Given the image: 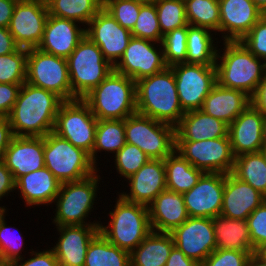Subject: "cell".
Segmentation results:
<instances>
[{
	"instance_id": "6da1fadb",
	"label": "cell",
	"mask_w": 266,
	"mask_h": 266,
	"mask_svg": "<svg viewBox=\"0 0 266 266\" xmlns=\"http://www.w3.org/2000/svg\"><path fill=\"white\" fill-rule=\"evenodd\" d=\"M63 102L55 93L25 82L8 116L13 135L44 137L53 132Z\"/></svg>"
},
{
	"instance_id": "7a4b0ae2",
	"label": "cell",
	"mask_w": 266,
	"mask_h": 266,
	"mask_svg": "<svg viewBox=\"0 0 266 266\" xmlns=\"http://www.w3.org/2000/svg\"><path fill=\"white\" fill-rule=\"evenodd\" d=\"M136 110L159 122L176 127L184 115L171 67L137 80Z\"/></svg>"
},
{
	"instance_id": "3957f363",
	"label": "cell",
	"mask_w": 266,
	"mask_h": 266,
	"mask_svg": "<svg viewBox=\"0 0 266 266\" xmlns=\"http://www.w3.org/2000/svg\"><path fill=\"white\" fill-rule=\"evenodd\" d=\"M222 42L224 47L218 49L215 62L217 83L226 88L240 90L251 98L266 74V63L240 41Z\"/></svg>"
},
{
	"instance_id": "277c9868",
	"label": "cell",
	"mask_w": 266,
	"mask_h": 266,
	"mask_svg": "<svg viewBox=\"0 0 266 266\" xmlns=\"http://www.w3.org/2000/svg\"><path fill=\"white\" fill-rule=\"evenodd\" d=\"M82 100L97 120H125L136 110V83L113 70Z\"/></svg>"
},
{
	"instance_id": "5b68a950",
	"label": "cell",
	"mask_w": 266,
	"mask_h": 266,
	"mask_svg": "<svg viewBox=\"0 0 266 266\" xmlns=\"http://www.w3.org/2000/svg\"><path fill=\"white\" fill-rule=\"evenodd\" d=\"M117 197L108 214V225L100 223L99 232L113 245L131 253L152 231L149 210L148 206L128 202L119 194Z\"/></svg>"
},
{
	"instance_id": "8992f818",
	"label": "cell",
	"mask_w": 266,
	"mask_h": 266,
	"mask_svg": "<svg viewBox=\"0 0 266 266\" xmlns=\"http://www.w3.org/2000/svg\"><path fill=\"white\" fill-rule=\"evenodd\" d=\"M101 177L96 172L79 181L61 183L54 205H56L53 224L56 226L99 225L88 218L96 203ZM99 182V183H98ZM89 222H88V221Z\"/></svg>"
},
{
	"instance_id": "52a82bcc",
	"label": "cell",
	"mask_w": 266,
	"mask_h": 266,
	"mask_svg": "<svg viewBox=\"0 0 266 266\" xmlns=\"http://www.w3.org/2000/svg\"><path fill=\"white\" fill-rule=\"evenodd\" d=\"M72 89V100L82 99L113 70L99 47L86 35L66 58Z\"/></svg>"
},
{
	"instance_id": "ba28073f",
	"label": "cell",
	"mask_w": 266,
	"mask_h": 266,
	"mask_svg": "<svg viewBox=\"0 0 266 266\" xmlns=\"http://www.w3.org/2000/svg\"><path fill=\"white\" fill-rule=\"evenodd\" d=\"M44 163L61 183L79 181L100 171L89 153L54 132L44 136Z\"/></svg>"
},
{
	"instance_id": "9c48e42d",
	"label": "cell",
	"mask_w": 266,
	"mask_h": 266,
	"mask_svg": "<svg viewBox=\"0 0 266 266\" xmlns=\"http://www.w3.org/2000/svg\"><path fill=\"white\" fill-rule=\"evenodd\" d=\"M124 130L126 143L140 148L150 160H165L175 150V127L138 112L124 120Z\"/></svg>"
},
{
	"instance_id": "30bf717a",
	"label": "cell",
	"mask_w": 266,
	"mask_h": 266,
	"mask_svg": "<svg viewBox=\"0 0 266 266\" xmlns=\"http://www.w3.org/2000/svg\"><path fill=\"white\" fill-rule=\"evenodd\" d=\"M26 82L55 93L63 101H72V89L67 59L28 49Z\"/></svg>"
},
{
	"instance_id": "8fae6325",
	"label": "cell",
	"mask_w": 266,
	"mask_h": 266,
	"mask_svg": "<svg viewBox=\"0 0 266 266\" xmlns=\"http://www.w3.org/2000/svg\"><path fill=\"white\" fill-rule=\"evenodd\" d=\"M97 122L90 107L82 99L64 101L59 107L53 132L91 154Z\"/></svg>"
},
{
	"instance_id": "7c38bea8",
	"label": "cell",
	"mask_w": 266,
	"mask_h": 266,
	"mask_svg": "<svg viewBox=\"0 0 266 266\" xmlns=\"http://www.w3.org/2000/svg\"><path fill=\"white\" fill-rule=\"evenodd\" d=\"M171 68L182 110H201L204 99L217 84L216 66L180 63Z\"/></svg>"
},
{
	"instance_id": "4fadbf2b",
	"label": "cell",
	"mask_w": 266,
	"mask_h": 266,
	"mask_svg": "<svg viewBox=\"0 0 266 266\" xmlns=\"http://www.w3.org/2000/svg\"><path fill=\"white\" fill-rule=\"evenodd\" d=\"M175 150L192 166L204 173L228 174L233 171L235 156L229 137L176 142Z\"/></svg>"
},
{
	"instance_id": "5bb4252c",
	"label": "cell",
	"mask_w": 266,
	"mask_h": 266,
	"mask_svg": "<svg viewBox=\"0 0 266 266\" xmlns=\"http://www.w3.org/2000/svg\"><path fill=\"white\" fill-rule=\"evenodd\" d=\"M48 16L46 0H18L8 27L16 44L25 49L37 48Z\"/></svg>"
},
{
	"instance_id": "9a60e30c",
	"label": "cell",
	"mask_w": 266,
	"mask_h": 266,
	"mask_svg": "<svg viewBox=\"0 0 266 266\" xmlns=\"http://www.w3.org/2000/svg\"><path fill=\"white\" fill-rule=\"evenodd\" d=\"M166 67L161 43L132 37L122 57L114 65V70L136 82Z\"/></svg>"
},
{
	"instance_id": "2e32d148",
	"label": "cell",
	"mask_w": 266,
	"mask_h": 266,
	"mask_svg": "<svg viewBox=\"0 0 266 266\" xmlns=\"http://www.w3.org/2000/svg\"><path fill=\"white\" fill-rule=\"evenodd\" d=\"M85 35L113 66L120 60L132 38L131 31L122 27L104 8L85 27Z\"/></svg>"
},
{
	"instance_id": "e0dca14e",
	"label": "cell",
	"mask_w": 266,
	"mask_h": 266,
	"mask_svg": "<svg viewBox=\"0 0 266 266\" xmlns=\"http://www.w3.org/2000/svg\"><path fill=\"white\" fill-rule=\"evenodd\" d=\"M170 234L175 247L199 264L216 250L212 218L189 217Z\"/></svg>"
},
{
	"instance_id": "ac0fdd59",
	"label": "cell",
	"mask_w": 266,
	"mask_h": 266,
	"mask_svg": "<svg viewBox=\"0 0 266 266\" xmlns=\"http://www.w3.org/2000/svg\"><path fill=\"white\" fill-rule=\"evenodd\" d=\"M224 192L223 173H204L189 191L183 193L189 217L213 218L221 214Z\"/></svg>"
},
{
	"instance_id": "d6986e66",
	"label": "cell",
	"mask_w": 266,
	"mask_h": 266,
	"mask_svg": "<svg viewBox=\"0 0 266 266\" xmlns=\"http://www.w3.org/2000/svg\"><path fill=\"white\" fill-rule=\"evenodd\" d=\"M223 41H240L264 16L252 0H218Z\"/></svg>"
},
{
	"instance_id": "ffe728a7",
	"label": "cell",
	"mask_w": 266,
	"mask_h": 266,
	"mask_svg": "<svg viewBox=\"0 0 266 266\" xmlns=\"http://www.w3.org/2000/svg\"><path fill=\"white\" fill-rule=\"evenodd\" d=\"M55 227L60 236L51 248L60 266H84L88 245L99 233V225Z\"/></svg>"
},
{
	"instance_id": "44dd1931",
	"label": "cell",
	"mask_w": 266,
	"mask_h": 266,
	"mask_svg": "<svg viewBox=\"0 0 266 266\" xmlns=\"http://www.w3.org/2000/svg\"><path fill=\"white\" fill-rule=\"evenodd\" d=\"M264 118L253 105H249L230 125L228 135L235 157L257 153L264 147Z\"/></svg>"
},
{
	"instance_id": "7402d4cb",
	"label": "cell",
	"mask_w": 266,
	"mask_h": 266,
	"mask_svg": "<svg viewBox=\"0 0 266 266\" xmlns=\"http://www.w3.org/2000/svg\"><path fill=\"white\" fill-rule=\"evenodd\" d=\"M2 161L15 181L22 175L44 168V137L14 136Z\"/></svg>"
},
{
	"instance_id": "603a6c76",
	"label": "cell",
	"mask_w": 266,
	"mask_h": 266,
	"mask_svg": "<svg viewBox=\"0 0 266 266\" xmlns=\"http://www.w3.org/2000/svg\"><path fill=\"white\" fill-rule=\"evenodd\" d=\"M265 196L250 184L237 178L232 172L224 174L222 216L246 220L263 202Z\"/></svg>"
},
{
	"instance_id": "cb8c5ba5",
	"label": "cell",
	"mask_w": 266,
	"mask_h": 266,
	"mask_svg": "<svg viewBox=\"0 0 266 266\" xmlns=\"http://www.w3.org/2000/svg\"><path fill=\"white\" fill-rule=\"evenodd\" d=\"M129 193L118 194L126 201L148 206L162 191L166 190L163 159H153L144 164L127 179Z\"/></svg>"
},
{
	"instance_id": "d4e9b609",
	"label": "cell",
	"mask_w": 266,
	"mask_h": 266,
	"mask_svg": "<svg viewBox=\"0 0 266 266\" xmlns=\"http://www.w3.org/2000/svg\"><path fill=\"white\" fill-rule=\"evenodd\" d=\"M79 24V25H78ZM85 36V27L71 19L48 16L38 49L67 58Z\"/></svg>"
},
{
	"instance_id": "484cf974",
	"label": "cell",
	"mask_w": 266,
	"mask_h": 266,
	"mask_svg": "<svg viewBox=\"0 0 266 266\" xmlns=\"http://www.w3.org/2000/svg\"><path fill=\"white\" fill-rule=\"evenodd\" d=\"M149 221L153 231L171 233L189 215L181 193L162 191L149 205Z\"/></svg>"
},
{
	"instance_id": "4316f807",
	"label": "cell",
	"mask_w": 266,
	"mask_h": 266,
	"mask_svg": "<svg viewBox=\"0 0 266 266\" xmlns=\"http://www.w3.org/2000/svg\"><path fill=\"white\" fill-rule=\"evenodd\" d=\"M61 182L46 168L22 175L15 181V190L25 200V207L52 204L59 193Z\"/></svg>"
},
{
	"instance_id": "83f0119b",
	"label": "cell",
	"mask_w": 266,
	"mask_h": 266,
	"mask_svg": "<svg viewBox=\"0 0 266 266\" xmlns=\"http://www.w3.org/2000/svg\"><path fill=\"white\" fill-rule=\"evenodd\" d=\"M229 125L202 110L185 112L175 127L176 142H194L229 137Z\"/></svg>"
},
{
	"instance_id": "f1b7e54d",
	"label": "cell",
	"mask_w": 266,
	"mask_h": 266,
	"mask_svg": "<svg viewBox=\"0 0 266 266\" xmlns=\"http://www.w3.org/2000/svg\"><path fill=\"white\" fill-rule=\"evenodd\" d=\"M250 104L246 93L217 83L204 99L201 110L230 125Z\"/></svg>"
},
{
	"instance_id": "f546056e",
	"label": "cell",
	"mask_w": 266,
	"mask_h": 266,
	"mask_svg": "<svg viewBox=\"0 0 266 266\" xmlns=\"http://www.w3.org/2000/svg\"><path fill=\"white\" fill-rule=\"evenodd\" d=\"M174 246L170 233L152 230L130 253V266H165Z\"/></svg>"
},
{
	"instance_id": "4dcf8cb0",
	"label": "cell",
	"mask_w": 266,
	"mask_h": 266,
	"mask_svg": "<svg viewBox=\"0 0 266 266\" xmlns=\"http://www.w3.org/2000/svg\"><path fill=\"white\" fill-rule=\"evenodd\" d=\"M216 249L255 252L251 242L247 220L230 219L222 215L212 218Z\"/></svg>"
},
{
	"instance_id": "1f68e13d",
	"label": "cell",
	"mask_w": 266,
	"mask_h": 266,
	"mask_svg": "<svg viewBox=\"0 0 266 266\" xmlns=\"http://www.w3.org/2000/svg\"><path fill=\"white\" fill-rule=\"evenodd\" d=\"M212 32L205 27L187 24L186 63L215 65L218 45L214 43L218 42L214 40H218V38H215L217 34Z\"/></svg>"
},
{
	"instance_id": "d6a6232c",
	"label": "cell",
	"mask_w": 266,
	"mask_h": 266,
	"mask_svg": "<svg viewBox=\"0 0 266 266\" xmlns=\"http://www.w3.org/2000/svg\"><path fill=\"white\" fill-rule=\"evenodd\" d=\"M164 165L167 190L181 194L189 191L204 174L176 150L164 160Z\"/></svg>"
},
{
	"instance_id": "836d02e7",
	"label": "cell",
	"mask_w": 266,
	"mask_h": 266,
	"mask_svg": "<svg viewBox=\"0 0 266 266\" xmlns=\"http://www.w3.org/2000/svg\"><path fill=\"white\" fill-rule=\"evenodd\" d=\"M84 266H130V253L110 243L99 232L88 245Z\"/></svg>"
},
{
	"instance_id": "e575fe53",
	"label": "cell",
	"mask_w": 266,
	"mask_h": 266,
	"mask_svg": "<svg viewBox=\"0 0 266 266\" xmlns=\"http://www.w3.org/2000/svg\"><path fill=\"white\" fill-rule=\"evenodd\" d=\"M46 4L49 15L77 21L83 27L103 8L99 0H46Z\"/></svg>"
},
{
	"instance_id": "d590c367",
	"label": "cell",
	"mask_w": 266,
	"mask_h": 266,
	"mask_svg": "<svg viewBox=\"0 0 266 266\" xmlns=\"http://www.w3.org/2000/svg\"><path fill=\"white\" fill-rule=\"evenodd\" d=\"M125 144L124 120H98L93 151L90 154L92 162L98 167V152L115 155Z\"/></svg>"
},
{
	"instance_id": "8d00e7d4",
	"label": "cell",
	"mask_w": 266,
	"mask_h": 266,
	"mask_svg": "<svg viewBox=\"0 0 266 266\" xmlns=\"http://www.w3.org/2000/svg\"><path fill=\"white\" fill-rule=\"evenodd\" d=\"M232 173L266 197V162L261 152L235 157Z\"/></svg>"
},
{
	"instance_id": "74e56055",
	"label": "cell",
	"mask_w": 266,
	"mask_h": 266,
	"mask_svg": "<svg viewBox=\"0 0 266 266\" xmlns=\"http://www.w3.org/2000/svg\"><path fill=\"white\" fill-rule=\"evenodd\" d=\"M184 3L189 25L205 27L216 34L220 33V5L218 0H184Z\"/></svg>"
},
{
	"instance_id": "f35d334b",
	"label": "cell",
	"mask_w": 266,
	"mask_h": 266,
	"mask_svg": "<svg viewBox=\"0 0 266 266\" xmlns=\"http://www.w3.org/2000/svg\"><path fill=\"white\" fill-rule=\"evenodd\" d=\"M155 6L162 35L188 24L184 0H157Z\"/></svg>"
},
{
	"instance_id": "ab89813d",
	"label": "cell",
	"mask_w": 266,
	"mask_h": 266,
	"mask_svg": "<svg viewBox=\"0 0 266 266\" xmlns=\"http://www.w3.org/2000/svg\"><path fill=\"white\" fill-rule=\"evenodd\" d=\"M28 49L19 47L15 52L0 55V83L26 82Z\"/></svg>"
},
{
	"instance_id": "60d3db41",
	"label": "cell",
	"mask_w": 266,
	"mask_h": 266,
	"mask_svg": "<svg viewBox=\"0 0 266 266\" xmlns=\"http://www.w3.org/2000/svg\"><path fill=\"white\" fill-rule=\"evenodd\" d=\"M187 25L163 35L161 45L167 67L186 63Z\"/></svg>"
},
{
	"instance_id": "b9f144b4",
	"label": "cell",
	"mask_w": 266,
	"mask_h": 266,
	"mask_svg": "<svg viewBox=\"0 0 266 266\" xmlns=\"http://www.w3.org/2000/svg\"><path fill=\"white\" fill-rule=\"evenodd\" d=\"M131 34L132 37L161 43L163 35L160 30L155 3L141 5L139 16Z\"/></svg>"
},
{
	"instance_id": "7bdbcfd3",
	"label": "cell",
	"mask_w": 266,
	"mask_h": 266,
	"mask_svg": "<svg viewBox=\"0 0 266 266\" xmlns=\"http://www.w3.org/2000/svg\"><path fill=\"white\" fill-rule=\"evenodd\" d=\"M114 167L120 177L125 181L135 174L150 158L138 147L126 143L124 147L114 155Z\"/></svg>"
},
{
	"instance_id": "ee69618b",
	"label": "cell",
	"mask_w": 266,
	"mask_h": 266,
	"mask_svg": "<svg viewBox=\"0 0 266 266\" xmlns=\"http://www.w3.org/2000/svg\"><path fill=\"white\" fill-rule=\"evenodd\" d=\"M5 215L7 214H4L0 218V259L11 263L23 258L21 251H23L22 249L25 243L18 229L16 230L15 227L7 226ZM12 231H15V234Z\"/></svg>"
},
{
	"instance_id": "f6af8a7d",
	"label": "cell",
	"mask_w": 266,
	"mask_h": 266,
	"mask_svg": "<svg viewBox=\"0 0 266 266\" xmlns=\"http://www.w3.org/2000/svg\"><path fill=\"white\" fill-rule=\"evenodd\" d=\"M141 4L132 0H104L103 8L124 28L135 26Z\"/></svg>"
},
{
	"instance_id": "bcb514c9",
	"label": "cell",
	"mask_w": 266,
	"mask_h": 266,
	"mask_svg": "<svg viewBox=\"0 0 266 266\" xmlns=\"http://www.w3.org/2000/svg\"><path fill=\"white\" fill-rule=\"evenodd\" d=\"M240 42L266 63V14L251 28Z\"/></svg>"
},
{
	"instance_id": "7dc6e473",
	"label": "cell",
	"mask_w": 266,
	"mask_h": 266,
	"mask_svg": "<svg viewBox=\"0 0 266 266\" xmlns=\"http://www.w3.org/2000/svg\"><path fill=\"white\" fill-rule=\"evenodd\" d=\"M252 253L231 249H216L200 266H248V259Z\"/></svg>"
},
{
	"instance_id": "c3c4849f",
	"label": "cell",
	"mask_w": 266,
	"mask_h": 266,
	"mask_svg": "<svg viewBox=\"0 0 266 266\" xmlns=\"http://www.w3.org/2000/svg\"><path fill=\"white\" fill-rule=\"evenodd\" d=\"M246 220L252 245L257 252L266 243V200Z\"/></svg>"
},
{
	"instance_id": "681fc988",
	"label": "cell",
	"mask_w": 266,
	"mask_h": 266,
	"mask_svg": "<svg viewBox=\"0 0 266 266\" xmlns=\"http://www.w3.org/2000/svg\"><path fill=\"white\" fill-rule=\"evenodd\" d=\"M32 250L28 252L31 254L29 255L31 258H27V260H25V257L17 259L11 262L10 266H60L52 248L43 251Z\"/></svg>"
},
{
	"instance_id": "f907efd6",
	"label": "cell",
	"mask_w": 266,
	"mask_h": 266,
	"mask_svg": "<svg viewBox=\"0 0 266 266\" xmlns=\"http://www.w3.org/2000/svg\"><path fill=\"white\" fill-rule=\"evenodd\" d=\"M22 84L0 83V116L8 117Z\"/></svg>"
},
{
	"instance_id": "816d5d0a",
	"label": "cell",
	"mask_w": 266,
	"mask_h": 266,
	"mask_svg": "<svg viewBox=\"0 0 266 266\" xmlns=\"http://www.w3.org/2000/svg\"><path fill=\"white\" fill-rule=\"evenodd\" d=\"M15 191V180L13 174L6 167L5 163L0 160V201L1 198L9 196L10 192Z\"/></svg>"
},
{
	"instance_id": "f5cc1de1",
	"label": "cell",
	"mask_w": 266,
	"mask_h": 266,
	"mask_svg": "<svg viewBox=\"0 0 266 266\" xmlns=\"http://www.w3.org/2000/svg\"><path fill=\"white\" fill-rule=\"evenodd\" d=\"M14 137L8 117L0 116V160Z\"/></svg>"
},
{
	"instance_id": "db71d44e",
	"label": "cell",
	"mask_w": 266,
	"mask_h": 266,
	"mask_svg": "<svg viewBox=\"0 0 266 266\" xmlns=\"http://www.w3.org/2000/svg\"><path fill=\"white\" fill-rule=\"evenodd\" d=\"M250 102L262 115L266 116V74L258 84Z\"/></svg>"
},
{
	"instance_id": "11a10c76",
	"label": "cell",
	"mask_w": 266,
	"mask_h": 266,
	"mask_svg": "<svg viewBox=\"0 0 266 266\" xmlns=\"http://www.w3.org/2000/svg\"><path fill=\"white\" fill-rule=\"evenodd\" d=\"M165 266H200V264L197 261L186 257L181 250L174 246Z\"/></svg>"
},
{
	"instance_id": "9f6ffc18",
	"label": "cell",
	"mask_w": 266,
	"mask_h": 266,
	"mask_svg": "<svg viewBox=\"0 0 266 266\" xmlns=\"http://www.w3.org/2000/svg\"><path fill=\"white\" fill-rule=\"evenodd\" d=\"M18 48L9 28L0 27V55L10 54Z\"/></svg>"
},
{
	"instance_id": "6f0895ef",
	"label": "cell",
	"mask_w": 266,
	"mask_h": 266,
	"mask_svg": "<svg viewBox=\"0 0 266 266\" xmlns=\"http://www.w3.org/2000/svg\"><path fill=\"white\" fill-rule=\"evenodd\" d=\"M18 0H0V27L8 28Z\"/></svg>"
},
{
	"instance_id": "680465c9",
	"label": "cell",
	"mask_w": 266,
	"mask_h": 266,
	"mask_svg": "<svg viewBox=\"0 0 266 266\" xmlns=\"http://www.w3.org/2000/svg\"><path fill=\"white\" fill-rule=\"evenodd\" d=\"M248 266H266V260L257 252H253L248 259Z\"/></svg>"
},
{
	"instance_id": "91938a15",
	"label": "cell",
	"mask_w": 266,
	"mask_h": 266,
	"mask_svg": "<svg viewBox=\"0 0 266 266\" xmlns=\"http://www.w3.org/2000/svg\"><path fill=\"white\" fill-rule=\"evenodd\" d=\"M252 1L265 15L266 14V0H252Z\"/></svg>"
},
{
	"instance_id": "94428289",
	"label": "cell",
	"mask_w": 266,
	"mask_h": 266,
	"mask_svg": "<svg viewBox=\"0 0 266 266\" xmlns=\"http://www.w3.org/2000/svg\"><path fill=\"white\" fill-rule=\"evenodd\" d=\"M141 5L154 4L157 0H132Z\"/></svg>"
},
{
	"instance_id": "6125c7cd",
	"label": "cell",
	"mask_w": 266,
	"mask_h": 266,
	"mask_svg": "<svg viewBox=\"0 0 266 266\" xmlns=\"http://www.w3.org/2000/svg\"><path fill=\"white\" fill-rule=\"evenodd\" d=\"M266 260V243L257 251Z\"/></svg>"
},
{
	"instance_id": "be15d7a7",
	"label": "cell",
	"mask_w": 266,
	"mask_h": 266,
	"mask_svg": "<svg viewBox=\"0 0 266 266\" xmlns=\"http://www.w3.org/2000/svg\"><path fill=\"white\" fill-rule=\"evenodd\" d=\"M263 141H264V147L262 149H266V116L264 118Z\"/></svg>"
},
{
	"instance_id": "e7e4bbea",
	"label": "cell",
	"mask_w": 266,
	"mask_h": 266,
	"mask_svg": "<svg viewBox=\"0 0 266 266\" xmlns=\"http://www.w3.org/2000/svg\"><path fill=\"white\" fill-rule=\"evenodd\" d=\"M6 207L5 206H0V218L4 215V214H6Z\"/></svg>"
},
{
	"instance_id": "03108f58",
	"label": "cell",
	"mask_w": 266,
	"mask_h": 266,
	"mask_svg": "<svg viewBox=\"0 0 266 266\" xmlns=\"http://www.w3.org/2000/svg\"><path fill=\"white\" fill-rule=\"evenodd\" d=\"M0 266H10V263L0 259Z\"/></svg>"
},
{
	"instance_id": "003e7915",
	"label": "cell",
	"mask_w": 266,
	"mask_h": 266,
	"mask_svg": "<svg viewBox=\"0 0 266 266\" xmlns=\"http://www.w3.org/2000/svg\"><path fill=\"white\" fill-rule=\"evenodd\" d=\"M260 152L263 154V157H264L265 162H266V149H262Z\"/></svg>"
}]
</instances>
